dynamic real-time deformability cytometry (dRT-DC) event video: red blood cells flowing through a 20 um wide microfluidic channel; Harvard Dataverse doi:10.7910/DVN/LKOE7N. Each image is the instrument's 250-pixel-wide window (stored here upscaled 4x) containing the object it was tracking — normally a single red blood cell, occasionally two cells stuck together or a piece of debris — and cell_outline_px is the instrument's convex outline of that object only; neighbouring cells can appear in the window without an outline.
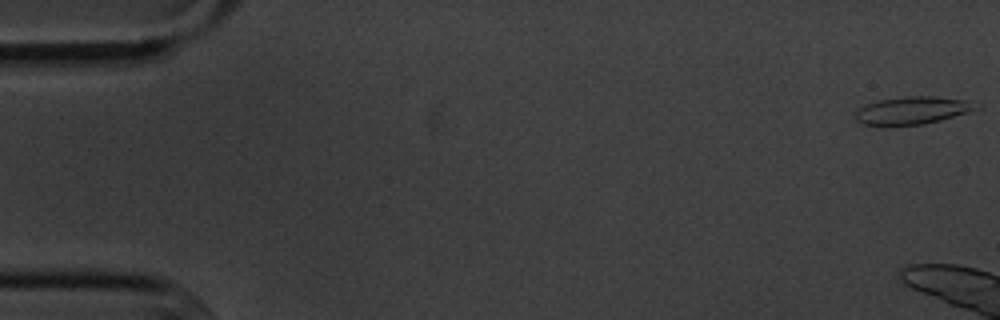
{"species": "common noctule bat (a hibernating species)", "species_latin": "Nyctalus noctula", "temperature_condition": "cold", "stored_images_in_passage": 3, "camera_frame_rate_fps": 3000, "um_per_image_px": 0.085, "animal": {"sex": "male", "body_mass_g": 20.1, "forearm_length_mm": 53.5}, "frame": {"image": 1, "passage_image": 1, "time_ms": 0.0, "image_size_px": [1000, 320], "cell_outline_px": [[980, 108], [968, 112], [940, 120], [924, 124], [864, 124], [856, 120], [856, 112], [860, 108], [868, 104], [880, 100], [908, 96], [936, 96], [964, 100], [980, 104]], "centroid_in_image_um": [77.63, 9.36], "position_along_channel_um": 7.4, "area_um2": 18.9}}